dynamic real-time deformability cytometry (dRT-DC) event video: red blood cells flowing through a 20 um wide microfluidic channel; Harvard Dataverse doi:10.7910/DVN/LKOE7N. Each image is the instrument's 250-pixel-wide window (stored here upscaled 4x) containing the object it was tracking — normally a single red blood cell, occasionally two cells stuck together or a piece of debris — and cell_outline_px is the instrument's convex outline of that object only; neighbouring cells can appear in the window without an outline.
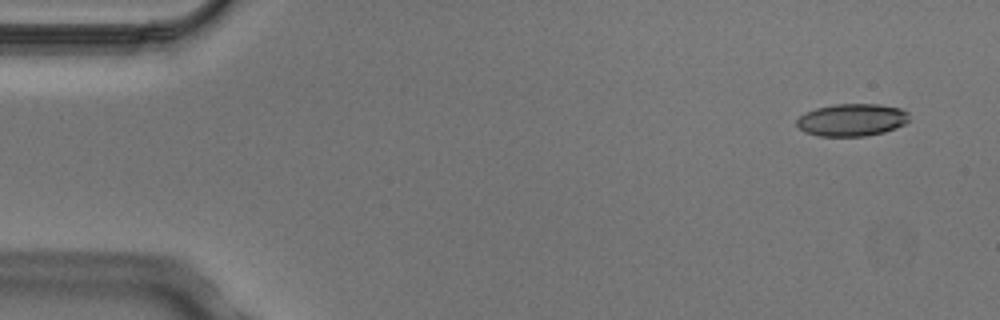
{"species": "Egyptian fruit bat (a non-hibernating species)", "species_latin": "Rousettus aegyptiacus", "temperature_condition": "cold", "stored_images_in_passage": 6, "camera_frame_rate_fps": 3000, "um_per_image_px": 0.085, "animal": {"sex": "male"}, "frame": {"image": 1, "passage_image": 2, "time_ms": 0.333, "image_size_px": [1000, 320], "cell_outline_px": [[908, 120], [904, 124], [896, 128], [884, 132], [864, 136], [820, 136], [804, 132], [796, 124], [796, 120], [804, 112], [816, 108], [832, 104], [880, 104], [900, 108], [908, 112]], "centroid_in_image_um": [72.39, 10.18], "position_along_channel_um": 12.6, "area_um2": 21.33}}
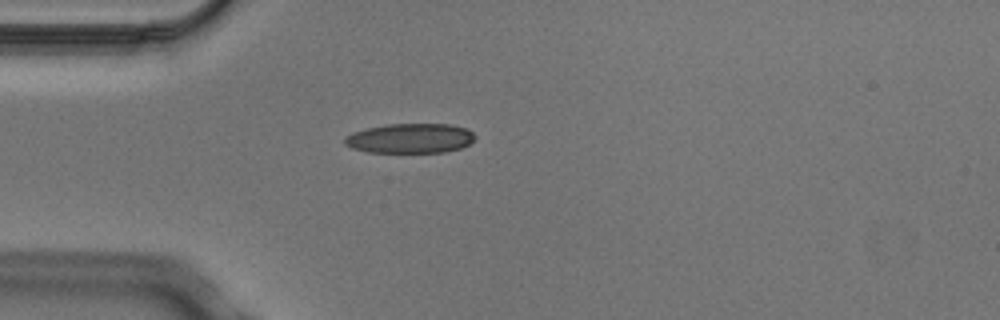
{"frame": {"image": 2, "passage_image": 5, "time_ms": 1.333, "image_size_px": [1000, 320], "cell_outline_px": [[476, 136], [468, 144], [460, 148], [444, 152], [368, 152], [352, 148], [344, 144], [344, 136], [352, 132], [368, 128], [388, 124], [448, 124], [464, 128], [472, 132]], "centroid_in_image_um": [34.82, 11.76], "position_along_channel_um": 50.2, "area_um2": 22.43}}